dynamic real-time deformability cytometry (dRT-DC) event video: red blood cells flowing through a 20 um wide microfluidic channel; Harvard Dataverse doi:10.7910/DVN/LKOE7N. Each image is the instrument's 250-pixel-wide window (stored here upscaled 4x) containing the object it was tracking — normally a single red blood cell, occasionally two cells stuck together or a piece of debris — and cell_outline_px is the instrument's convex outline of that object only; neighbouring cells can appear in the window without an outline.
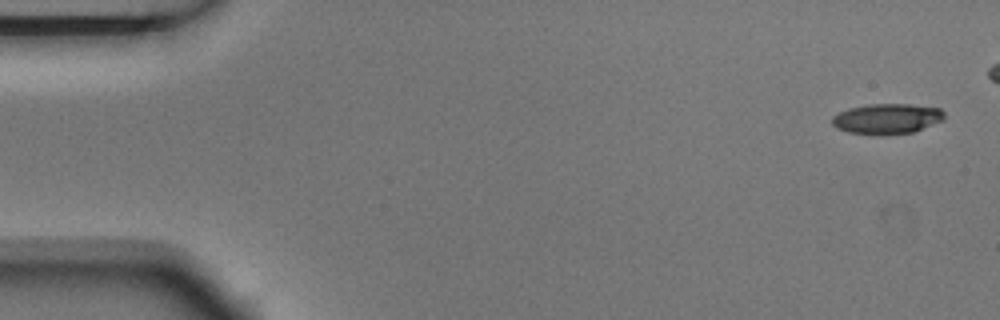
{"species": "Egyptian fruit bat (a non-hibernating species)", "species_latin": "Rousettus aegyptiacus", "temperature_condition": "room temperature", "stored_images_in_passage": 5, "camera_frame_rate_fps": 3000, "um_per_image_px": 0.085, "animal": {"sex": "male"}, "frame": {"image": 1, "passage_image": 1, "time_ms": 0.0, "image_size_px": [1000, 320], "cell_outline_px": [[944, 120], [912, 132], [880, 136], [848, 132], [836, 128], [832, 124], [832, 116], [848, 108], [868, 104], [908, 104], [940, 108], [944, 112]], "centroid_in_image_um": [75.37, 10.1], "position_along_channel_um": 9.6, "area_um2": 20.0}}